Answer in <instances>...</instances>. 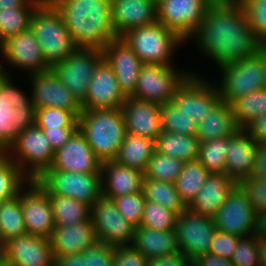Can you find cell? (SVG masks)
Listing matches in <instances>:
<instances>
[{"label": "cell", "instance_id": "obj_1", "mask_svg": "<svg viewBox=\"0 0 266 266\" xmlns=\"http://www.w3.org/2000/svg\"><path fill=\"white\" fill-rule=\"evenodd\" d=\"M190 40L217 68L253 57L261 47L238 0H215Z\"/></svg>", "mask_w": 266, "mask_h": 266}, {"label": "cell", "instance_id": "obj_2", "mask_svg": "<svg viewBox=\"0 0 266 266\" xmlns=\"http://www.w3.org/2000/svg\"><path fill=\"white\" fill-rule=\"evenodd\" d=\"M60 13L77 48L103 50L117 39L111 0H48Z\"/></svg>", "mask_w": 266, "mask_h": 266}, {"label": "cell", "instance_id": "obj_3", "mask_svg": "<svg viewBox=\"0 0 266 266\" xmlns=\"http://www.w3.org/2000/svg\"><path fill=\"white\" fill-rule=\"evenodd\" d=\"M78 129L102 163L115 159L126 135L121 108L82 110Z\"/></svg>", "mask_w": 266, "mask_h": 266}, {"label": "cell", "instance_id": "obj_4", "mask_svg": "<svg viewBox=\"0 0 266 266\" xmlns=\"http://www.w3.org/2000/svg\"><path fill=\"white\" fill-rule=\"evenodd\" d=\"M0 68L3 72L0 77V152L5 153L16 141L19 131L35 124V108L30 94L15 86L10 69L5 68L1 60Z\"/></svg>", "mask_w": 266, "mask_h": 266}, {"label": "cell", "instance_id": "obj_5", "mask_svg": "<svg viewBox=\"0 0 266 266\" xmlns=\"http://www.w3.org/2000/svg\"><path fill=\"white\" fill-rule=\"evenodd\" d=\"M29 29L39 41L44 59L50 67L78 49L60 13L48 0L34 10Z\"/></svg>", "mask_w": 266, "mask_h": 266}, {"label": "cell", "instance_id": "obj_6", "mask_svg": "<svg viewBox=\"0 0 266 266\" xmlns=\"http://www.w3.org/2000/svg\"><path fill=\"white\" fill-rule=\"evenodd\" d=\"M120 38L144 64L174 65L173 57L177 48L186 43L158 21L128 30Z\"/></svg>", "mask_w": 266, "mask_h": 266}, {"label": "cell", "instance_id": "obj_7", "mask_svg": "<svg viewBox=\"0 0 266 266\" xmlns=\"http://www.w3.org/2000/svg\"><path fill=\"white\" fill-rule=\"evenodd\" d=\"M221 72L219 87L221 101L231 104L235 99L266 88V64L260 53L225 64Z\"/></svg>", "mask_w": 266, "mask_h": 266}, {"label": "cell", "instance_id": "obj_8", "mask_svg": "<svg viewBox=\"0 0 266 266\" xmlns=\"http://www.w3.org/2000/svg\"><path fill=\"white\" fill-rule=\"evenodd\" d=\"M31 179L37 180L52 166L55 150L36 124L19 131L16 141L5 152Z\"/></svg>", "mask_w": 266, "mask_h": 266}, {"label": "cell", "instance_id": "obj_9", "mask_svg": "<svg viewBox=\"0 0 266 266\" xmlns=\"http://www.w3.org/2000/svg\"><path fill=\"white\" fill-rule=\"evenodd\" d=\"M194 73L193 70H181L175 65L143 64L131 97L158 104L169 103L175 91Z\"/></svg>", "mask_w": 266, "mask_h": 266}, {"label": "cell", "instance_id": "obj_10", "mask_svg": "<svg viewBox=\"0 0 266 266\" xmlns=\"http://www.w3.org/2000/svg\"><path fill=\"white\" fill-rule=\"evenodd\" d=\"M37 182L49 195L71 197L90 208L102 196L101 173L46 170Z\"/></svg>", "mask_w": 266, "mask_h": 266}, {"label": "cell", "instance_id": "obj_11", "mask_svg": "<svg viewBox=\"0 0 266 266\" xmlns=\"http://www.w3.org/2000/svg\"><path fill=\"white\" fill-rule=\"evenodd\" d=\"M202 72L191 74L175 91L171 103L199 123L221 101L219 87Z\"/></svg>", "mask_w": 266, "mask_h": 266}, {"label": "cell", "instance_id": "obj_12", "mask_svg": "<svg viewBox=\"0 0 266 266\" xmlns=\"http://www.w3.org/2000/svg\"><path fill=\"white\" fill-rule=\"evenodd\" d=\"M102 60V50L78 48L51 70L81 103L87 95L94 70Z\"/></svg>", "mask_w": 266, "mask_h": 266}, {"label": "cell", "instance_id": "obj_13", "mask_svg": "<svg viewBox=\"0 0 266 266\" xmlns=\"http://www.w3.org/2000/svg\"><path fill=\"white\" fill-rule=\"evenodd\" d=\"M90 219L98 242L114 247L133 244L136 226L120 214L112 199L102 195L90 208Z\"/></svg>", "mask_w": 266, "mask_h": 266}, {"label": "cell", "instance_id": "obj_14", "mask_svg": "<svg viewBox=\"0 0 266 266\" xmlns=\"http://www.w3.org/2000/svg\"><path fill=\"white\" fill-rule=\"evenodd\" d=\"M212 219L216 230L240 238L257 234L259 214L238 185L229 193L226 202Z\"/></svg>", "mask_w": 266, "mask_h": 266}, {"label": "cell", "instance_id": "obj_15", "mask_svg": "<svg viewBox=\"0 0 266 266\" xmlns=\"http://www.w3.org/2000/svg\"><path fill=\"white\" fill-rule=\"evenodd\" d=\"M215 0H163L157 5L158 22L184 41L200 27L208 7Z\"/></svg>", "mask_w": 266, "mask_h": 266}, {"label": "cell", "instance_id": "obj_16", "mask_svg": "<svg viewBox=\"0 0 266 266\" xmlns=\"http://www.w3.org/2000/svg\"><path fill=\"white\" fill-rule=\"evenodd\" d=\"M174 231L180 252L194 260L209 254L216 228L211 217L187 209L177 216Z\"/></svg>", "mask_w": 266, "mask_h": 266}, {"label": "cell", "instance_id": "obj_17", "mask_svg": "<svg viewBox=\"0 0 266 266\" xmlns=\"http://www.w3.org/2000/svg\"><path fill=\"white\" fill-rule=\"evenodd\" d=\"M27 234L50 238L55 221L47 191L31 180L19 193Z\"/></svg>", "mask_w": 266, "mask_h": 266}, {"label": "cell", "instance_id": "obj_18", "mask_svg": "<svg viewBox=\"0 0 266 266\" xmlns=\"http://www.w3.org/2000/svg\"><path fill=\"white\" fill-rule=\"evenodd\" d=\"M30 85L34 108L53 107L71 111L77 118L82 112L81 103L50 69L26 77ZM30 81V82H29Z\"/></svg>", "mask_w": 266, "mask_h": 266}, {"label": "cell", "instance_id": "obj_19", "mask_svg": "<svg viewBox=\"0 0 266 266\" xmlns=\"http://www.w3.org/2000/svg\"><path fill=\"white\" fill-rule=\"evenodd\" d=\"M2 60L14 68L26 71V76L50 70L39 41L30 29L17 33L0 45Z\"/></svg>", "mask_w": 266, "mask_h": 266}, {"label": "cell", "instance_id": "obj_20", "mask_svg": "<svg viewBox=\"0 0 266 266\" xmlns=\"http://www.w3.org/2000/svg\"><path fill=\"white\" fill-rule=\"evenodd\" d=\"M3 266H53L54 255L49 238L25 234L2 246Z\"/></svg>", "mask_w": 266, "mask_h": 266}, {"label": "cell", "instance_id": "obj_21", "mask_svg": "<svg viewBox=\"0 0 266 266\" xmlns=\"http://www.w3.org/2000/svg\"><path fill=\"white\" fill-rule=\"evenodd\" d=\"M127 99L111 67L103 59L94 70L82 110L121 108Z\"/></svg>", "mask_w": 266, "mask_h": 266}, {"label": "cell", "instance_id": "obj_22", "mask_svg": "<svg viewBox=\"0 0 266 266\" xmlns=\"http://www.w3.org/2000/svg\"><path fill=\"white\" fill-rule=\"evenodd\" d=\"M101 164L78 129L63 147L55 151L52 166L47 170L101 173Z\"/></svg>", "mask_w": 266, "mask_h": 266}, {"label": "cell", "instance_id": "obj_23", "mask_svg": "<svg viewBox=\"0 0 266 266\" xmlns=\"http://www.w3.org/2000/svg\"><path fill=\"white\" fill-rule=\"evenodd\" d=\"M102 51L103 59L114 72L121 90L127 97L131 96L144 63L120 37L112 40Z\"/></svg>", "mask_w": 266, "mask_h": 266}, {"label": "cell", "instance_id": "obj_24", "mask_svg": "<svg viewBox=\"0 0 266 266\" xmlns=\"http://www.w3.org/2000/svg\"><path fill=\"white\" fill-rule=\"evenodd\" d=\"M126 133L156 140L163 131L160 104L127 97L121 107Z\"/></svg>", "mask_w": 266, "mask_h": 266}, {"label": "cell", "instance_id": "obj_25", "mask_svg": "<svg viewBox=\"0 0 266 266\" xmlns=\"http://www.w3.org/2000/svg\"><path fill=\"white\" fill-rule=\"evenodd\" d=\"M112 20L117 37L136 27L158 21L154 0H111Z\"/></svg>", "mask_w": 266, "mask_h": 266}, {"label": "cell", "instance_id": "obj_26", "mask_svg": "<svg viewBox=\"0 0 266 266\" xmlns=\"http://www.w3.org/2000/svg\"><path fill=\"white\" fill-rule=\"evenodd\" d=\"M260 147L244 129L229 137L225 174L236 183L249 177Z\"/></svg>", "mask_w": 266, "mask_h": 266}, {"label": "cell", "instance_id": "obj_27", "mask_svg": "<svg viewBox=\"0 0 266 266\" xmlns=\"http://www.w3.org/2000/svg\"><path fill=\"white\" fill-rule=\"evenodd\" d=\"M49 239L54 257L84 253L98 242L90 218L70 226H55Z\"/></svg>", "mask_w": 266, "mask_h": 266}, {"label": "cell", "instance_id": "obj_28", "mask_svg": "<svg viewBox=\"0 0 266 266\" xmlns=\"http://www.w3.org/2000/svg\"><path fill=\"white\" fill-rule=\"evenodd\" d=\"M144 173L113 161L101 164L102 195L112 199L142 191Z\"/></svg>", "mask_w": 266, "mask_h": 266}, {"label": "cell", "instance_id": "obj_29", "mask_svg": "<svg viewBox=\"0 0 266 266\" xmlns=\"http://www.w3.org/2000/svg\"><path fill=\"white\" fill-rule=\"evenodd\" d=\"M237 183L226 174L210 173L205 184L187 206L191 212L213 217L226 202Z\"/></svg>", "mask_w": 266, "mask_h": 266}, {"label": "cell", "instance_id": "obj_30", "mask_svg": "<svg viewBox=\"0 0 266 266\" xmlns=\"http://www.w3.org/2000/svg\"><path fill=\"white\" fill-rule=\"evenodd\" d=\"M240 129L231 104L220 101L197 123L196 136L201 143L216 138L232 137Z\"/></svg>", "mask_w": 266, "mask_h": 266}, {"label": "cell", "instance_id": "obj_31", "mask_svg": "<svg viewBox=\"0 0 266 266\" xmlns=\"http://www.w3.org/2000/svg\"><path fill=\"white\" fill-rule=\"evenodd\" d=\"M132 245L147 259L180 253L174 230L158 231L137 226Z\"/></svg>", "mask_w": 266, "mask_h": 266}, {"label": "cell", "instance_id": "obj_32", "mask_svg": "<svg viewBox=\"0 0 266 266\" xmlns=\"http://www.w3.org/2000/svg\"><path fill=\"white\" fill-rule=\"evenodd\" d=\"M154 152V140L126 133L114 161L123 166L144 172Z\"/></svg>", "mask_w": 266, "mask_h": 266}, {"label": "cell", "instance_id": "obj_33", "mask_svg": "<svg viewBox=\"0 0 266 266\" xmlns=\"http://www.w3.org/2000/svg\"><path fill=\"white\" fill-rule=\"evenodd\" d=\"M200 141L197 136L162 131L155 140V152L184 162L197 160Z\"/></svg>", "mask_w": 266, "mask_h": 266}, {"label": "cell", "instance_id": "obj_34", "mask_svg": "<svg viewBox=\"0 0 266 266\" xmlns=\"http://www.w3.org/2000/svg\"><path fill=\"white\" fill-rule=\"evenodd\" d=\"M142 192L147 201L158 203L177 215L187 210V205L181 199L173 182L144 178Z\"/></svg>", "mask_w": 266, "mask_h": 266}, {"label": "cell", "instance_id": "obj_35", "mask_svg": "<svg viewBox=\"0 0 266 266\" xmlns=\"http://www.w3.org/2000/svg\"><path fill=\"white\" fill-rule=\"evenodd\" d=\"M209 175L210 172L198 159L184 163L183 170L174 182V185L187 206L198 194V191L205 184Z\"/></svg>", "mask_w": 266, "mask_h": 266}, {"label": "cell", "instance_id": "obj_36", "mask_svg": "<svg viewBox=\"0 0 266 266\" xmlns=\"http://www.w3.org/2000/svg\"><path fill=\"white\" fill-rule=\"evenodd\" d=\"M27 234L23 219L20 196L0 204V243L3 246L9 240Z\"/></svg>", "mask_w": 266, "mask_h": 266}, {"label": "cell", "instance_id": "obj_37", "mask_svg": "<svg viewBox=\"0 0 266 266\" xmlns=\"http://www.w3.org/2000/svg\"><path fill=\"white\" fill-rule=\"evenodd\" d=\"M31 179L6 154L0 152V201L19 196Z\"/></svg>", "mask_w": 266, "mask_h": 266}, {"label": "cell", "instance_id": "obj_38", "mask_svg": "<svg viewBox=\"0 0 266 266\" xmlns=\"http://www.w3.org/2000/svg\"><path fill=\"white\" fill-rule=\"evenodd\" d=\"M53 208L55 226H70L87 221L90 207L71 197L49 195Z\"/></svg>", "mask_w": 266, "mask_h": 266}, {"label": "cell", "instance_id": "obj_39", "mask_svg": "<svg viewBox=\"0 0 266 266\" xmlns=\"http://www.w3.org/2000/svg\"><path fill=\"white\" fill-rule=\"evenodd\" d=\"M231 106L238 126L244 129L256 118L266 114V88L235 99Z\"/></svg>", "mask_w": 266, "mask_h": 266}, {"label": "cell", "instance_id": "obj_40", "mask_svg": "<svg viewBox=\"0 0 266 266\" xmlns=\"http://www.w3.org/2000/svg\"><path fill=\"white\" fill-rule=\"evenodd\" d=\"M228 146L229 137L201 142L197 159L210 173L225 174Z\"/></svg>", "mask_w": 266, "mask_h": 266}, {"label": "cell", "instance_id": "obj_41", "mask_svg": "<svg viewBox=\"0 0 266 266\" xmlns=\"http://www.w3.org/2000/svg\"><path fill=\"white\" fill-rule=\"evenodd\" d=\"M184 161L154 152L144 173V178L175 182L184 167Z\"/></svg>", "mask_w": 266, "mask_h": 266}, {"label": "cell", "instance_id": "obj_42", "mask_svg": "<svg viewBox=\"0 0 266 266\" xmlns=\"http://www.w3.org/2000/svg\"><path fill=\"white\" fill-rule=\"evenodd\" d=\"M36 8H10L0 10V45L17 33L29 29Z\"/></svg>", "mask_w": 266, "mask_h": 266}, {"label": "cell", "instance_id": "obj_43", "mask_svg": "<svg viewBox=\"0 0 266 266\" xmlns=\"http://www.w3.org/2000/svg\"><path fill=\"white\" fill-rule=\"evenodd\" d=\"M160 113L163 131L196 136L197 123L171 102L160 104Z\"/></svg>", "mask_w": 266, "mask_h": 266}, {"label": "cell", "instance_id": "obj_44", "mask_svg": "<svg viewBox=\"0 0 266 266\" xmlns=\"http://www.w3.org/2000/svg\"><path fill=\"white\" fill-rule=\"evenodd\" d=\"M35 124L41 129L78 128V118L65 109L43 107L35 109Z\"/></svg>", "mask_w": 266, "mask_h": 266}, {"label": "cell", "instance_id": "obj_45", "mask_svg": "<svg viewBox=\"0 0 266 266\" xmlns=\"http://www.w3.org/2000/svg\"><path fill=\"white\" fill-rule=\"evenodd\" d=\"M177 216L162 205L146 200L140 226L158 231L174 230Z\"/></svg>", "mask_w": 266, "mask_h": 266}, {"label": "cell", "instance_id": "obj_46", "mask_svg": "<svg viewBox=\"0 0 266 266\" xmlns=\"http://www.w3.org/2000/svg\"><path fill=\"white\" fill-rule=\"evenodd\" d=\"M120 214L134 226H140L146 199L143 192L112 198Z\"/></svg>", "mask_w": 266, "mask_h": 266}, {"label": "cell", "instance_id": "obj_47", "mask_svg": "<svg viewBox=\"0 0 266 266\" xmlns=\"http://www.w3.org/2000/svg\"><path fill=\"white\" fill-rule=\"evenodd\" d=\"M250 27L261 41L266 40V0H238Z\"/></svg>", "mask_w": 266, "mask_h": 266}, {"label": "cell", "instance_id": "obj_48", "mask_svg": "<svg viewBox=\"0 0 266 266\" xmlns=\"http://www.w3.org/2000/svg\"><path fill=\"white\" fill-rule=\"evenodd\" d=\"M237 185L258 214L266 211V178L245 177Z\"/></svg>", "mask_w": 266, "mask_h": 266}, {"label": "cell", "instance_id": "obj_49", "mask_svg": "<svg viewBox=\"0 0 266 266\" xmlns=\"http://www.w3.org/2000/svg\"><path fill=\"white\" fill-rule=\"evenodd\" d=\"M258 256L257 234H255L239 240L230 262L233 266H260Z\"/></svg>", "mask_w": 266, "mask_h": 266}, {"label": "cell", "instance_id": "obj_50", "mask_svg": "<svg viewBox=\"0 0 266 266\" xmlns=\"http://www.w3.org/2000/svg\"><path fill=\"white\" fill-rule=\"evenodd\" d=\"M240 239L236 235L216 230L212 238L209 254L230 260Z\"/></svg>", "mask_w": 266, "mask_h": 266}, {"label": "cell", "instance_id": "obj_51", "mask_svg": "<svg viewBox=\"0 0 266 266\" xmlns=\"http://www.w3.org/2000/svg\"><path fill=\"white\" fill-rule=\"evenodd\" d=\"M87 266H114L115 247L110 244L97 242L84 253Z\"/></svg>", "mask_w": 266, "mask_h": 266}, {"label": "cell", "instance_id": "obj_52", "mask_svg": "<svg viewBox=\"0 0 266 266\" xmlns=\"http://www.w3.org/2000/svg\"><path fill=\"white\" fill-rule=\"evenodd\" d=\"M147 262L133 245L115 246L114 266H147Z\"/></svg>", "mask_w": 266, "mask_h": 266}, {"label": "cell", "instance_id": "obj_53", "mask_svg": "<svg viewBox=\"0 0 266 266\" xmlns=\"http://www.w3.org/2000/svg\"><path fill=\"white\" fill-rule=\"evenodd\" d=\"M47 136L53 149L63 147L78 130V128H58V129H42Z\"/></svg>", "mask_w": 266, "mask_h": 266}, {"label": "cell", "instance_id": "obj_54", "mask_svg": "<svg viewBox=\"0 0 266 266\" xmlns=\"http://www.w3.org/2000/svg\"><path fill=\"white\" fill-rule=\"evenodd\" d=\"M147 266H192V260L183 253L148 259Z\"/></svg>", "mask_w": 266, "mask_h": 266}, {"label": "cell", "instance_id": "obj_55", "mask_svg": "<svg viewBox=\"0 0 266 266\" xmlns=\"http://www.w3.org/2000/svg\"><path fill=\"white\" fill-rule=\"evenodd\" d=\"M244 130L257 144L266 146V114L256 118Z\"/></svg>", "mask_w": 266, "mask_h": 266}, {"label": "cell", "instance_id": "obj_56", "mask_svg": "<svg viewBox=\"0 0 266 266\" xmlns=\"http://www.w3.org/2000/svg\"><path fill=\"white\" fill-rule=\"evenodd\" d=\"M192 266H233L229 259L213 254H205L192 260Z\"/></svg>", "mask_w": 266, "mask_h": 266}, {"label": "cell", "instance_id": "obj_57", "mask_svg": "<svg viewBox=\"0 0 266 266\" xmlns=\"http://www.w3.org/2000/svg\"><path fill=\"white\" fill-rule=\"evenodd\" d=\"M53 266H87V258L82 253L54 257Z\"/></svg>", "mask_w": 266, "mask_h": 266}, {"label": "cell", "instance_id": "obj_58", "mask_svg": "<svg viewBox=\"0 0 266 266\" xmlns=\"http://www.w3.org/2000/svg\"><path fill=\"white\" fill-rule=\"evenodd\" d=\"M254 178H266V147L261 146L257 152L254 169L250 175Z\"/></svg>", "mask_w": 266, "mask_h": 266}, {"label": "cell", "instance_id": "obj_59", "mask_svg": "<svg viewBox=\"0 0 266 266\" xmlns=\"http://www.w3.org/2000/svg\"><path fill=\"white\" fill-rule=\"evenodd\" d=\"M44 0H0V10L10 8H37Z\"/></svg>", "mask_w": 266, "mask_h": 266}, {"label": "cell", "instance_id": "obj_60", "mask_svg": "<svg viewBox=\"0 0 266 266\" xmlns=\"http://www.w3.org/2000/svg\"><path fill=\"white\" fill-rule=\"evenodd\" d=\"M257 244L260 266H266V237L257 233Z\"/></svg>", "mask_w": 266, "mask_h": 266}, {"label": "cell", "instance_id": "obj_61", "mask_svg": "<svg viewBox=\"0 0 266 266\" xmlns=\"http://www.w3.org/2000/svg\"><path fill=\"white\" fill-rule=\"evenodd\" d=\"M257 233L266 237V211L259 214Z\"/></svg>", "mask_w": 266, "mask_h": 266}, {"label": "cell", "instance_id": "obj_62", "mask_svg": "<svg viewBox=\"0 0 266 266\" xmlns=\"http://www.w3.org/2000/svg\"><path fill=\"white\" fill-rule=\"evenodd\" d=\"M259 53L262 55L265 64H266V40L265 41H261V47L259 49Z\"/></svg>", "mask_w": 266, "mask_h": 266}, {"label": "cell", "instance_id": "obj_63", "mask_svg": "<svg viewBox=\"0 0 266 266\" xmlns=\"http://www.w3.org/2000/svg\"><path fill=\"white\" fill-rule=\"evenodd\" d=\"M3 251H2V245H1V243H0V266H2L3 265V253H2Z\"/></svg>", "mask_w": 266, "mask_h": 266}, {"label": "cell", "instance_id": "obj_64", "mask_svg": "<svg viewBox=\"0 0 266 266\" xmlns=\"http://www.w3.org/2000/svg\"><path fill=\"white\" fill-rule=\"evenodd\" d=\"M156 2V4L158 5L161 1L163 0H154Z\"/></svg>", "mask_w": 266, "mask_h": 266}, {"label": "cell", "instance_id": "obj_65", "mask_svg": "<svg viewBox=\"0 0 266 266\" xmlns=\"http://www.w3.org/2000/svg\"><path fill=\"white\" fill-rule=\"evenodd\" d=\"M3 75V72L1 71V68H0V77Z\"/></svg>", "mask_w": 266, "mask_h": 266}]
</instances>
